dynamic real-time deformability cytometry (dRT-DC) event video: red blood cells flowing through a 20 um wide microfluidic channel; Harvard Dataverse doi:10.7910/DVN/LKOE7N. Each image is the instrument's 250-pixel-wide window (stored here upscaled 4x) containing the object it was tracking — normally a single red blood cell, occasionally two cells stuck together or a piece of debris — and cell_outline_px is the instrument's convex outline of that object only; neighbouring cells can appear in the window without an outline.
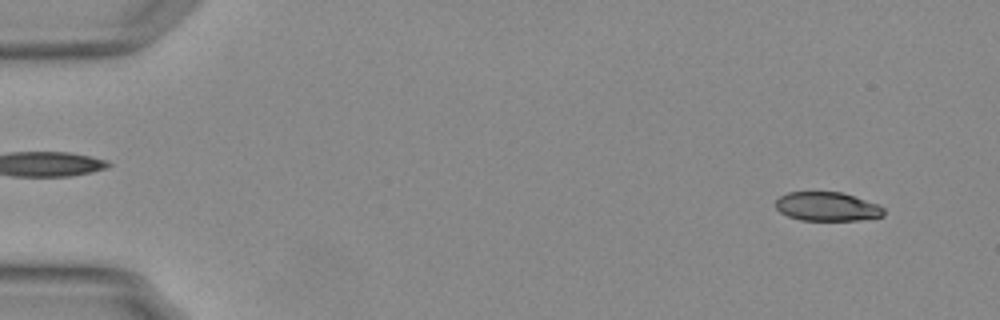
{"species": "Egyptian fruit bat (a non-hibernating species)", "species_latin": "Rousettus aegyptiacus", "temperature_condition": "warm", "stored_images_in_passage": 55, "camera_frame_rate_fps": 3000, "um_per_image_px": 0.085, "animal": {"sex": "female"}, "frame": {"image": 1, "passage_image": 5, "time_ms": 1.333, "image_size_px": [1000, 320], "cell_outline_px": [[884, 216], [860, 220], [800, 220], [788, 216], [780, 212], [776, 208], [776, 200], [780, 196], [788, 192], [840, 192], [876, 204], [884, 208]], "centroid_in_image_um": [70.28, 17.56], "position_along_channel_um": 14.7, "area_um2": 18.03}}
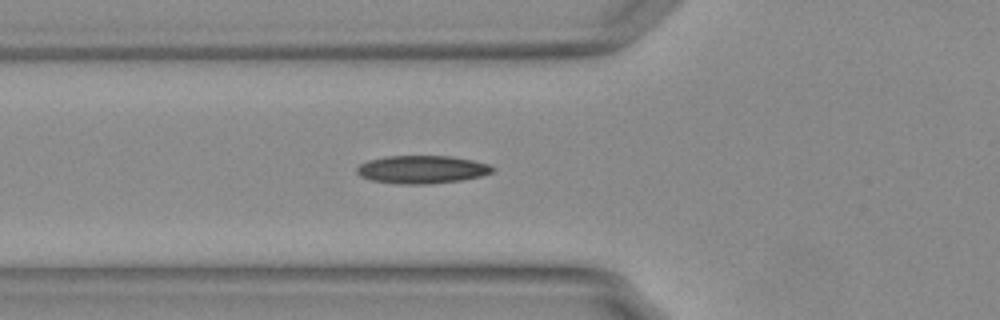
{"frame": {"image": 2, "passage_image": 21, "time_ms": 6.667, "image_size_px": [1000, 320], "cell_outline_px": [[496, 168], [492, 172], [480, 176], [460, 180], [428, 184], [404, 184], [372, 180], [360, 176], [356, 172], [356, 168], [360, 164], [368, 160], [384, 156], [452, 156], [472, 160], [488, 164]], "centroid_in_image_um": [35.85, 14.39], "position_along_channel_um": 89.9, "area_um2": 22.02}}
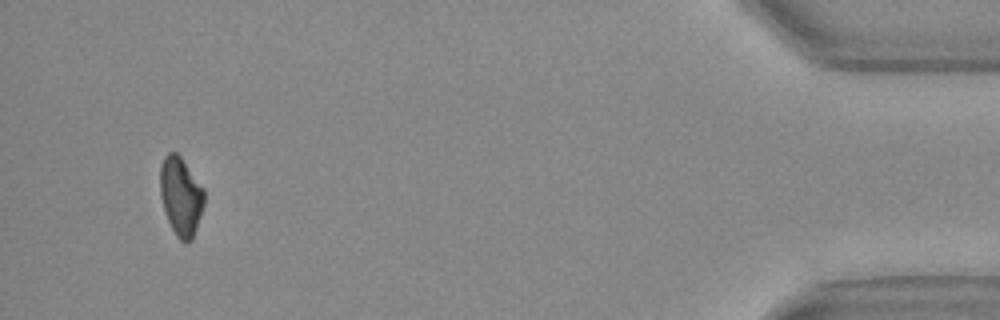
{"frame": {"image": 3, "passage_image": 53, "time_ms": 17.333, "image_size_px": [1000, 320], "cell_outline_px": [[204, 204], [192, 240], [180, 240], [176, 236], [168, 220], [160, 196], [160, 168], [164, 156], [168, 152], [176, 152], [180, 156], [204, 188]], "centroid_in_image_um": [15.36, 16.65], "position_along_channel_um": 419.8, "area_um2": 19.94}}